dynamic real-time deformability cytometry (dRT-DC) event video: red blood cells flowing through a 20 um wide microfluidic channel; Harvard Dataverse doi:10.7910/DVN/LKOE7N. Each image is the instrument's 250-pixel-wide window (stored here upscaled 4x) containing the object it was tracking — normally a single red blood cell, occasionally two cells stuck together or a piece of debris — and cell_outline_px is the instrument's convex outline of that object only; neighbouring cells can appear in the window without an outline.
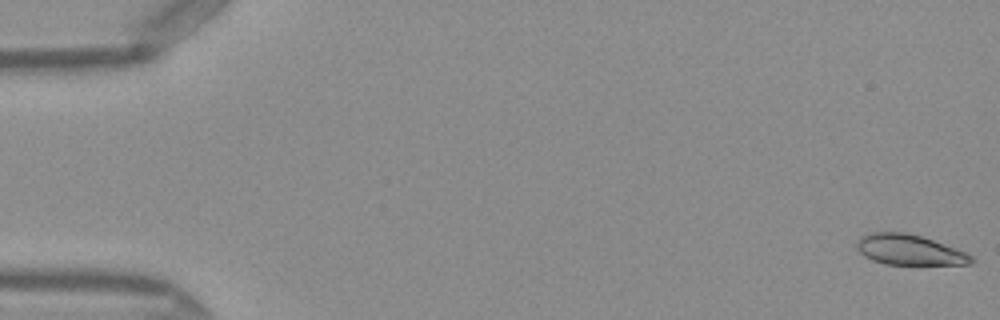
{"species": "Egyptian fruit bat (a non-hibernating species)", "species_latin": "Rousettus aegyptiacus", "temperature_condition": "warm", "stored_images_in_passage": 51, "segment_of_instrument_passage": [1, 2], "camera_frame_rate_fps": 3000, "um_per_image_px": 0.085, "frame": {"image": 1, "passage_image": 1, "time_ms": 0.0, "image_size_px": [1000, 320], "cell_outline_px": [[976, 260], [972, 264], [884, 264], [872, 260], [864, 256], [856, 248], [856, 244], [860, 236], [872, 232], [904, 232], [920, 236], [956, 248], [972, 256]], "centroid_in_image_um": [77.27, 21.24], "position_along_channel_um": 7.7, "area_um2": 20.17}}
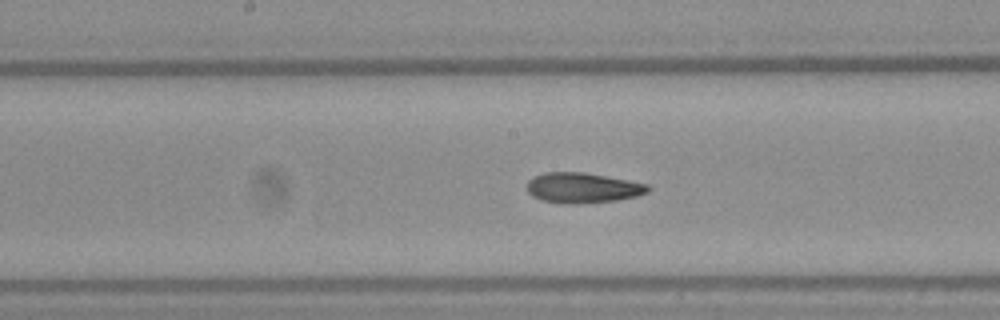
{"frame": {"image": 2, "passage_image": 26, "time_ms": 8.333, "image_size_px": [1000, 320], "cell_outline_px": [[652, 188], [648, 192], [636, 196], [616, 200], [576, 204], [564, 204], [540, 200], [532, 196], [528, 192], [528, 180], [544, 172], [584, 172], [628, 180], [648, 184]], "centroid_in_image_um": [49.53, 15.97], "position_along_channel_um": 198.7, "area_um2": 21.39}}
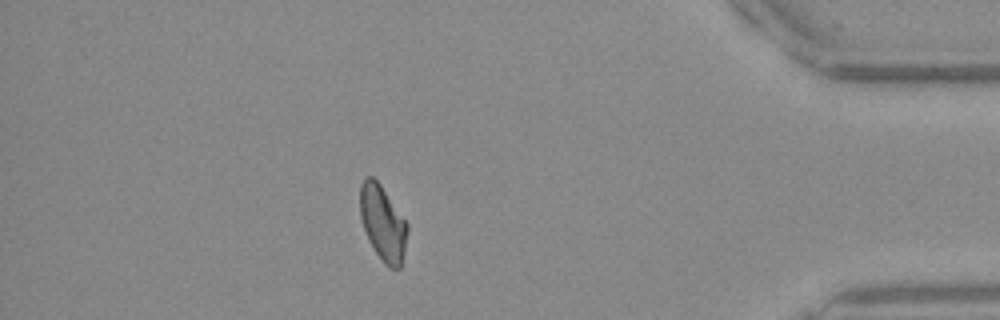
{"frame": {"image": 3, "passage_image": 44, "time_ms": 14.333, "image_size_px": [1000, 320], "cell_outline_px": [[408, 228], [404, 252], [400, 268], [388, 268], [384, 264], [376, 252], [364, 228], [360, 216], [360, 184], [364, 176], [372, 176], [380, 184], [408, 224]], "centroid_in_image_um": [32.53, 18.94], "position_along_channel_um": 402.7, "area_um2": 20.46}}